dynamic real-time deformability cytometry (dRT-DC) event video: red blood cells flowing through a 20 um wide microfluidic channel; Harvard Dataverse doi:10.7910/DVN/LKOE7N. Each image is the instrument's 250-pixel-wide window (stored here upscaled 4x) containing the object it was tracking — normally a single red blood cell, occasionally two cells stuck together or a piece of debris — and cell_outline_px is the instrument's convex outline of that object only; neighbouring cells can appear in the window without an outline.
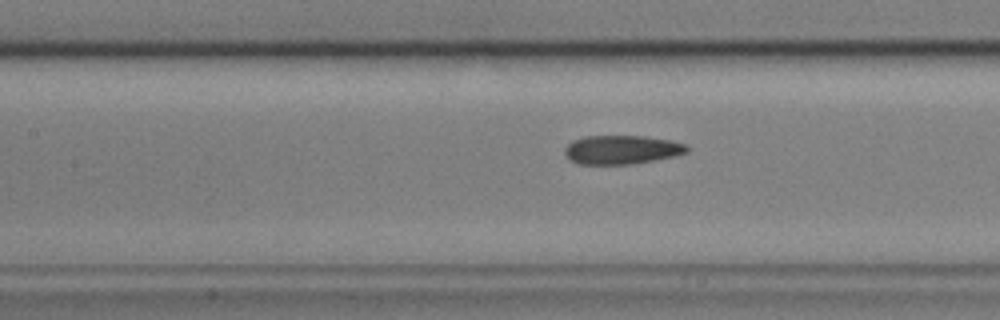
{"species": "common noctule bat (a hibernating species)", "species_latin": "Nyctalus noctula", "temperature_condition": "cold", "stored_images_in_passage": 18, "camera_frame_rate_fps": 3000, "um_per_image_px": 0.085, "animal": {"sex": "male", "body_mass_g": 17.9, "forearm_length_mm": 54.2}, "frame": {"image": 1, "passage_image": 8, "time_ms": 2.333, "image_size_px": [1000, 320], "cell_outline_px": [[688, 152], [676, 156], [632, 164], [580, 164], [572, 160], [564, 152], [564, 148], [572, 140], [584, 136], [644, 136], [672, 140], [688, 144]], "centroid_in_image_um": [52.89, 12.71], "position_along_channel_um": 154.5, "area_um2": 20.63}}